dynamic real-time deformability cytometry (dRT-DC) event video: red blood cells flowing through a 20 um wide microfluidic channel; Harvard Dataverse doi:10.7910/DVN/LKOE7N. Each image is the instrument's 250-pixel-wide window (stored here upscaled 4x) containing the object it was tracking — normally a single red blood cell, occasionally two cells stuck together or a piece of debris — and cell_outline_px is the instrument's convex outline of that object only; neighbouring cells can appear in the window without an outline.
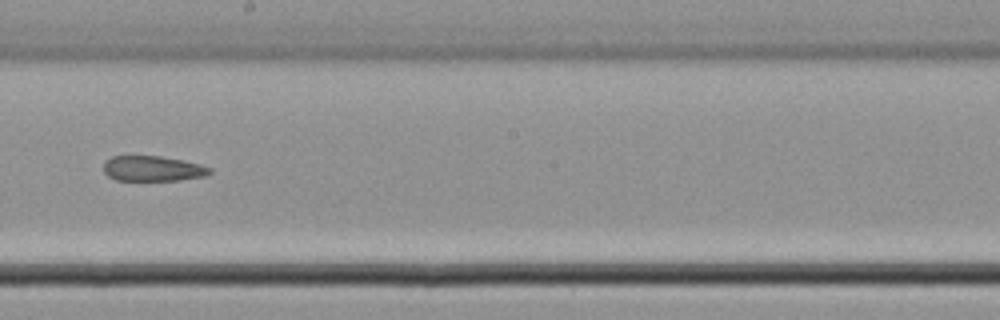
{"species": "common noctule bat (a hibernating species)", "species_latin": "Nyctalus noctula", "temperature_condition": "cold", "stored_images_in_passage": 8, "camera_frame_rate_fps": 3000, "um_per_image_px": 0.085, "animal": {"sex": "male", "body_mass_g": 21.5, "forearm_length_mm": 52.0}, "frame": {"image": 1, "passage_image": 7, "time_ms": 2.0, "image_size_px": [1000, 320], "cell_outline_px": [[212, 172], [204, 176], [180, 180], [116, 180], [108, 176], [104, 172], [104, 160], [112, 156], [160, 156], [200, 164], [212, 168]], "centroid_in_image_um": [12.97, 14.33], "position_along_channel_um": 235.2, "area_um2": 15.61}}
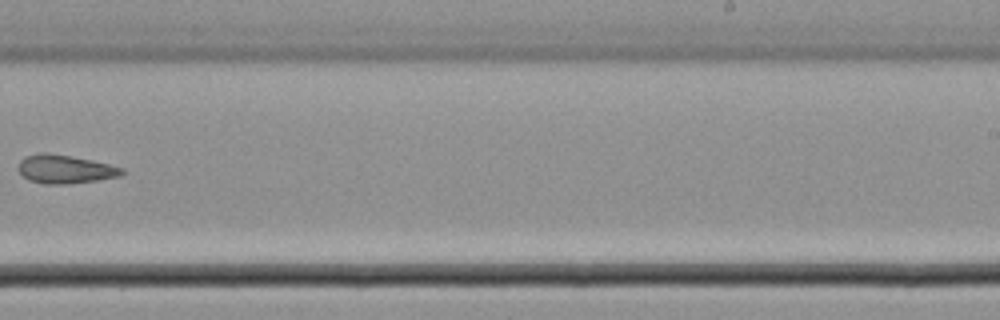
{"frame": {"image": 2, "passage_image": 8, "time_ms": 2.333, "image_size_px": [1000, 320], "cell_outline_px": [[124, 172], [120, 176], [96, 180], [68, 184], [44, 184], [28, 180], [16, 168], [20, 160], [24, 156], [40, 152], [48, 152], [72, 156], [92, 160], [124, 168]], "centroid_in_image_um": [5.48, 14.37], "position_along_channel_um": 283.5, "area_um2": 17.4}}